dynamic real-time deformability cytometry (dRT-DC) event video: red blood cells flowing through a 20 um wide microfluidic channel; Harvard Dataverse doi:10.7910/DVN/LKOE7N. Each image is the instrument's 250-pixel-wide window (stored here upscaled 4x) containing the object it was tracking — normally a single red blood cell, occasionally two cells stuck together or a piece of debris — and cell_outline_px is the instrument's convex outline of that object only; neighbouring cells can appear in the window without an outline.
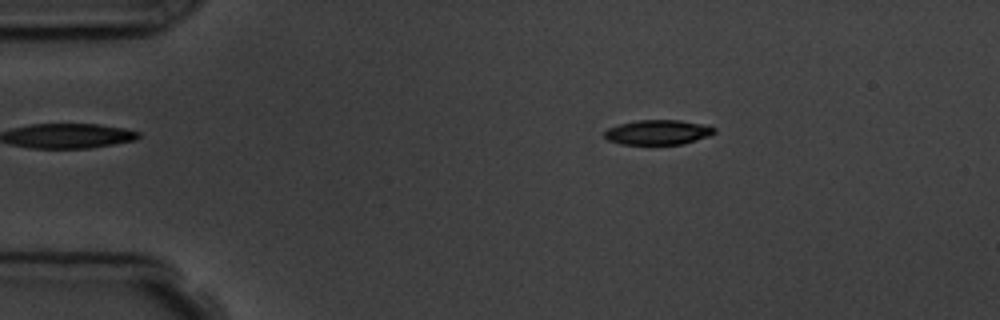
{"species": "common noctule bat (a hibernating species)", "species_latin": "Nyctalus noctula", "temperature_condition": "room temperature", "stored_images_in_passage": 4, "camera_frame_rate_fps": 3000, "um_per_image_px": 0.085, "animal": {"sex": "male", "body_mass_g": 19.5, "forearm_length_mm": 54.6}, "frame": {"image": 1, "passage_image": 2, "time_ms": 1.333, "image_size_px": [1000, 320], "cell_outline_px": [[716, 132], [708, 136], [684, 144], [620, 144], [608, 140], [604, 136], [604, 132], [608, 128], [620, 124], [636, 120], [680, 120], [704, 124], [716, 128]], "centroid_in_image_um": [55.93, 11.24], "position_along_channel_um": 29.1, "area_um2": 15.9}}